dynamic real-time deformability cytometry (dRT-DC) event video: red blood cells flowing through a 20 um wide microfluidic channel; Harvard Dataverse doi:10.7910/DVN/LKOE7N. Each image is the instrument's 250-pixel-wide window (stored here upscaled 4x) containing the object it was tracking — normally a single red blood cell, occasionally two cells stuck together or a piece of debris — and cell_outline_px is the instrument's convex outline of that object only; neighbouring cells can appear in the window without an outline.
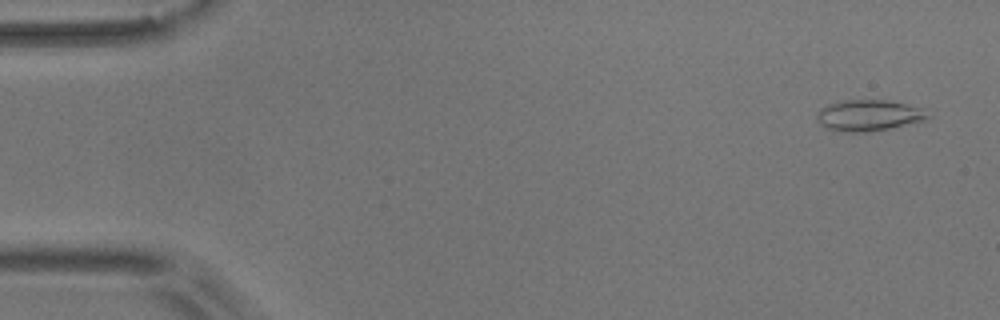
{"species": "common noctule bat (a hibernating species)", "species_latin": "Nyctalus noctula", "temperature_condition": "room temperature", "stored_images_in_passage": 55, "camera_frame_rate_fps": 3000, "um_per_image_px": 0.085, "animal": {"sex": "male", "body_mass_g": 17.9}, "frame": {"image": 1, "passage_image": 3, "time_ms": 0.667, "image_size_px": [1000, 320], "cell_outline_px": [[932, 116], [924, 120], [892, 128], [868, 132], [844, 132], [824, 128], [820, 124], [816, 116], [816, 112], [820, 108], [828, 104], [844, 100], [884, 100], [924, 108]], "centroid_in_image_um": [73.82, 9.82], "position_along_channel_um": 11.2, "area_um2": 20.29}}
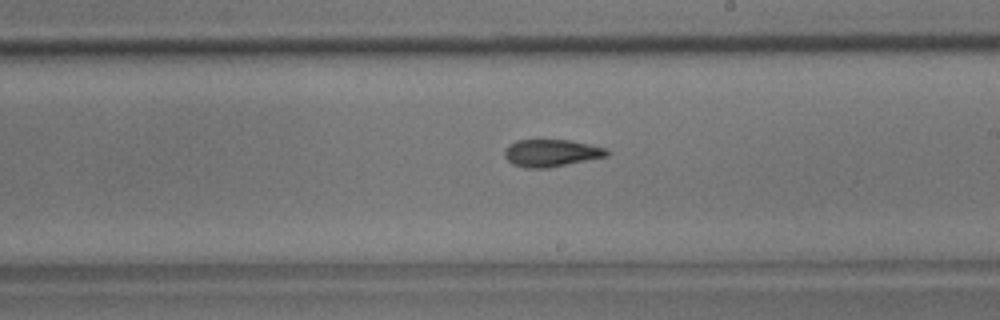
{"frame": {"image": 2, "passage_image": 32, "time_ms": 10.333, "image_size_px": [1000, 320], "cell_outline_px": [[608, 156], [548, 168], [524, 168], [512, 164], [504, 156], [504, 152], [508, 144], [516, 140], [568, 140], [608, 148]], "centroid_in_image_um": [46.83, 13.01], "position_along_channel_um": 242.2, "area_um2": 16.3}}
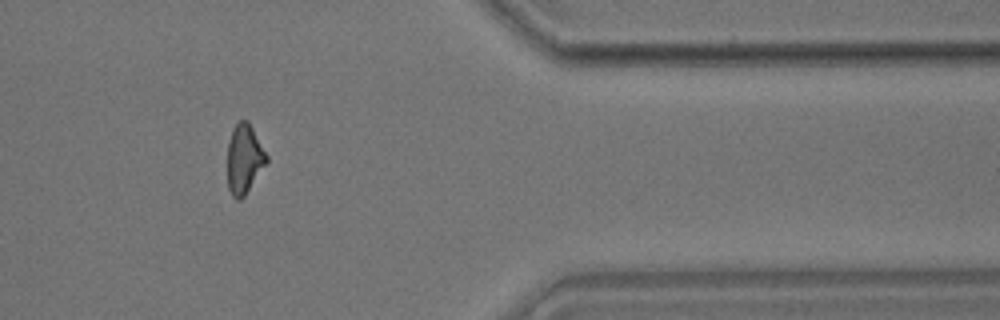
{"frame": {"image": 3, "passage_image": 46, "time_ms": 15.0, "image_size_px": [1000, 320], "cell_outline_px": [[268, 160], [244, 196], [240, 200], [236, 200], [232, 196], [228, 188], [228, 140], [232, 128], [240, 120], [248, 120], [268, 156]], "centroid_in_image_um": [20.75, 13.5], "position_along_channel_um": 390.7, "area_um2": 15.72}, "authors_computed_cell_mechanics": {"area_um2": 16.6464, "velocity_mm_per_s": 3.644, "shape_relaxation_time_tau1_ms": null, "shape_relaxation_time_tau2_ms": 4.0288, "deformation_change_tau1": null, "deformation_change_tau2": 0.1273}}